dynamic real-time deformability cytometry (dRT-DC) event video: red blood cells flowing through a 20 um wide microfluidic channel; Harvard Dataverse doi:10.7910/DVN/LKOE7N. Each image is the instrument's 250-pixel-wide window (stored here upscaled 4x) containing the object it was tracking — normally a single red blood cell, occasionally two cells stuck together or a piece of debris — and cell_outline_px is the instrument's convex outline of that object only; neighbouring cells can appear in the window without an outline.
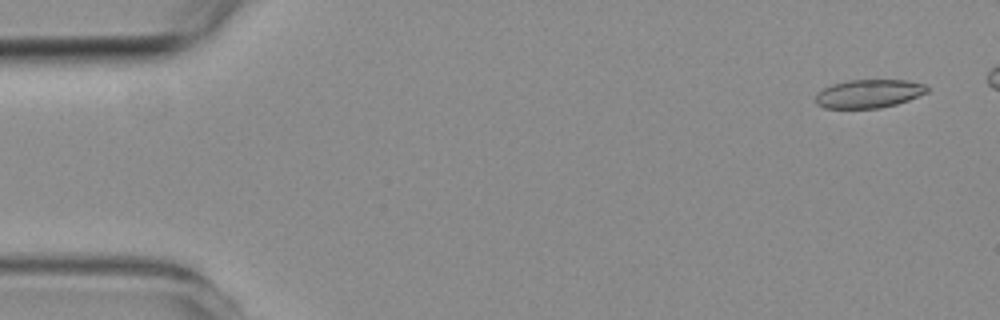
{"species": "common noctule bat (a hibernating species)", "species_latin": "Nyctalus noctula", "temperature_condition": "room temperature", "stored_images_in_passage": 5, "camera_frame_rate_fps": 3000, "um_per_image_px": 0.085, "animal": {"sex": "female", "body_mass_g": 19.3, "forearm_length_mm": 54.1}, "frame": {"image": 1, "passage_image": 1, "time_ms": 0.0, "image_size_px": [1000, 320], "cell_outline_px": [[928, 92], [908, 100], [896, 104], [880, 108], [824, 108], [816, 104], [816, 96], [824, 88], [832, 84], [848, 80], [908, 80], [924, 84], [928, 88]], "centroid_in_image_um": [73.86, 7.96], "position_along_channel_um": 11.1, "area_um2": 18.38}}